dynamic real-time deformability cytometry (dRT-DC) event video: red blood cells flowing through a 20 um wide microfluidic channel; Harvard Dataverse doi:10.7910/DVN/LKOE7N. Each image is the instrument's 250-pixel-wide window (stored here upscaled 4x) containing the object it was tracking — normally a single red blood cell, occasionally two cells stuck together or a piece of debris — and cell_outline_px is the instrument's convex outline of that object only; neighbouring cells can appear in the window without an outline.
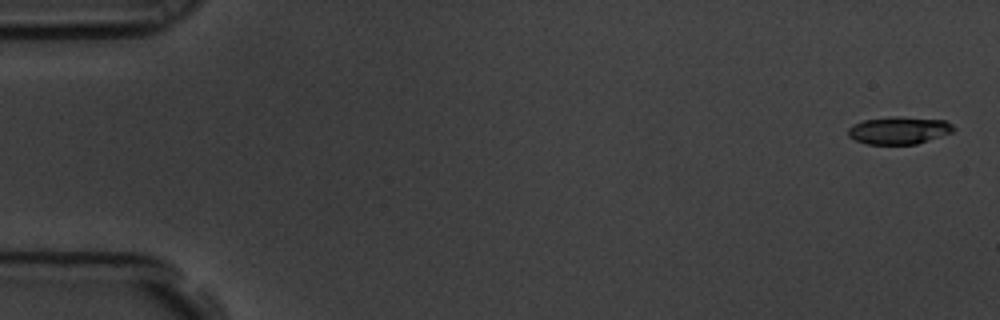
{"species": "common noctule bat (a hibernating species)", "species_latin": "Nyctalus noctula", "temperature_condition": "room temperature", "stored_images_in_passage": 5, "camera_frame_rate_fps": 3000, "um_per_image_px": 0.085, "animal": {"sex": "male", "body_mass_g": 19.5, "forearm_length_mm": 54.6}, "frame": {"image": 1, "passage_image": 1, "time_ms": 0.0, "image_size_px": [1000, 320], "cell_outline_px": [[956, 128], [952, 132], [916, 144], [868, 144], [856, 140], [848, 136], [848, 128], [852, 124], [864, 120], [892, 116], [896, 116], [944, 120], [952, 124]], "centroid_in_image_um": [76.39, 11.07], "position_along_channel_um": 8.6, "area_um2": 16.82}}
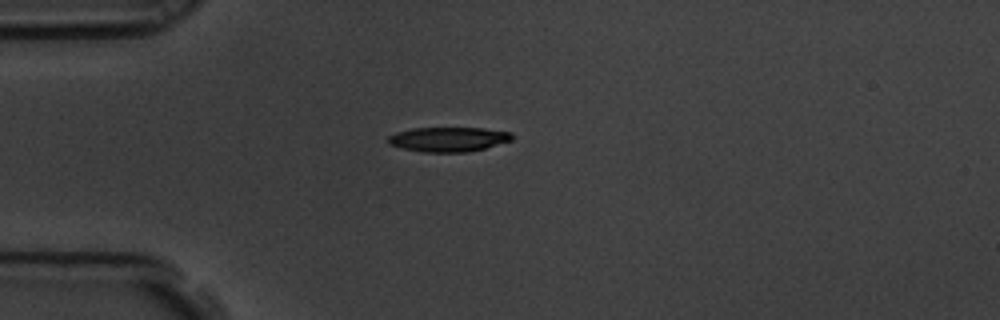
{"frame": {"image": 2, "passage_image": 5, "time_ms": 1.333, "image_size_px": [1000, 320], "cell_outline_px": [[512, 140], [484, 148], [468, 152], [424, 152], [400, 148], [388, 144], [388, 136], [396, 132], [412, 128], [484, 128], [512, 132]], "centroid_in_image_um": [38.09, 11.84], "position_along_channel_um": 46.9, "area_um2": 17.8}}